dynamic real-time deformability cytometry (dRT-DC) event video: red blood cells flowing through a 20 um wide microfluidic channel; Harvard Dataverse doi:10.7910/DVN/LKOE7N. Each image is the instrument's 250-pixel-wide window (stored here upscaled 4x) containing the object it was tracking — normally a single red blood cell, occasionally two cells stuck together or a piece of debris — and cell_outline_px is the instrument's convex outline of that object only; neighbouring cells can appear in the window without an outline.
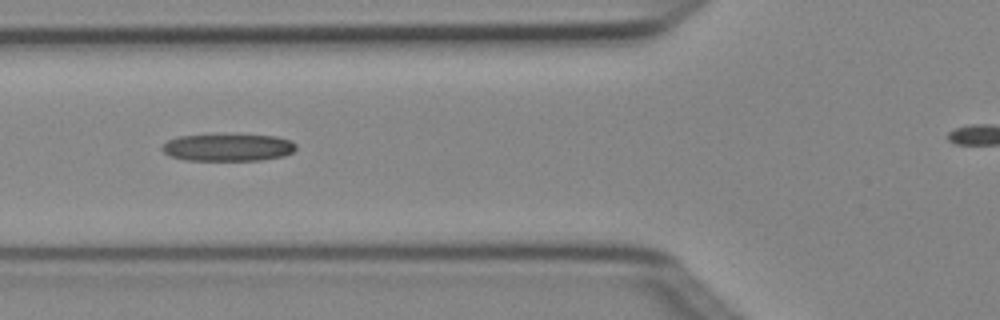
{"species": "Egyptian fruit bat (a non-hibernating species)", "species_latin": "Rousettus aegyptiacus", "temperature_condition": "cold", "stored_images_in_passage": 5, "camera_frame_rate_fps": 3000, "um_per_image_px": 0.085, "animal": {"sex": "female"}, "frame": {"image": 1, "passage_image": 5, "time_ms": 1.333, "image_size_px": [1000, 320], "cell_outline_px": [[296, 148], [292, 152], [284, 156], [260, 160], [184, 160], [172, 156], [164, 152], [160, 148], [168, 140], [180, 136], [276, 136], [292, 140], [296, 144]], "centroid_in_image_um": [19.41, 12.55], "position_along_channel_um": 106.4, "area_um2": 20.75}}